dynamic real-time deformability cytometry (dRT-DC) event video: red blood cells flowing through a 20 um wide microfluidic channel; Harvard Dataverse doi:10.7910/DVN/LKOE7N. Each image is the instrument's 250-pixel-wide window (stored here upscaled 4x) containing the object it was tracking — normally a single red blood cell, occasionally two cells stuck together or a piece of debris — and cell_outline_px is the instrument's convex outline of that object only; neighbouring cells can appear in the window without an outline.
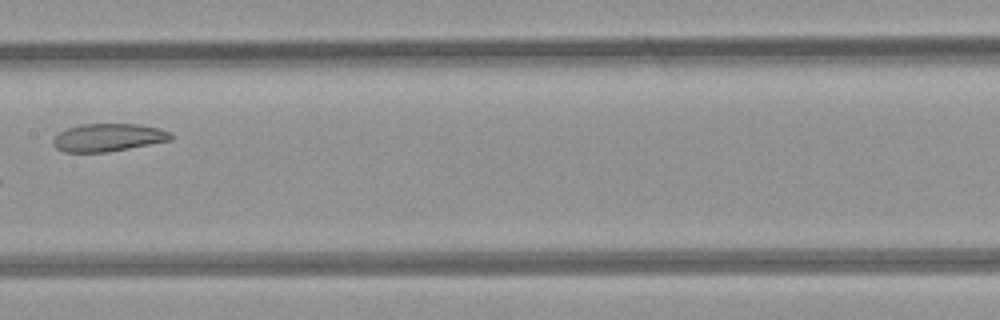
{"species": "common noctule bat (a hibernating species)", "species_latin": "Nyctalus noctula", "temperature_condition": "room temperature", "stored_images_in_passage": 9, "camera_frame_rate_fps": 3000, "um_per_image_px": 0.085, "animal": {"sex": "female", "body_mass_g": 21.9}, "frame": {"image": 1, "passage_image": 7, "time_ms": 8.0, "image_size_px": [1000, 320], "cell_outline_px": [[172, 140], [108, 152], [64, 152], [56, 148], [52, 144], [52, 140], [60, 132], [68, 128], [80, 124], [140, 124], [160, 128], [172, 132]], "centroid_in_image_um": [9.22, 11.68], "position_along_channel_um": 198.2, "area_um2": 19.19}}
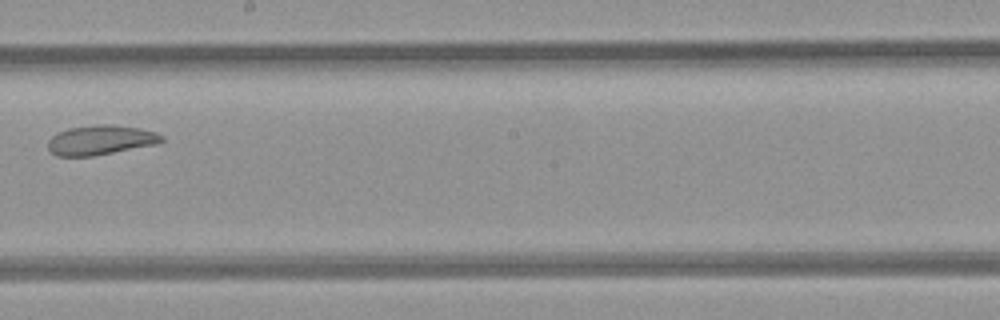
{"frame": {"image": 2, "passage_image": 8, "time_ms": 9.0, "image_size_px": [1000, 320], "cell_outline_px": [[164, 140], [156, 144], [92, 156], [56, 156], [48, 148], [48, 140], [52, 136], [68, 128], [100, 124], [112, 124], [140, 128], [156, 132], [164, 136]], "centroid_in_image_um": [8.56, 11.89], "position_along_channel_um": 239.6, "area_um2": 19.54}}
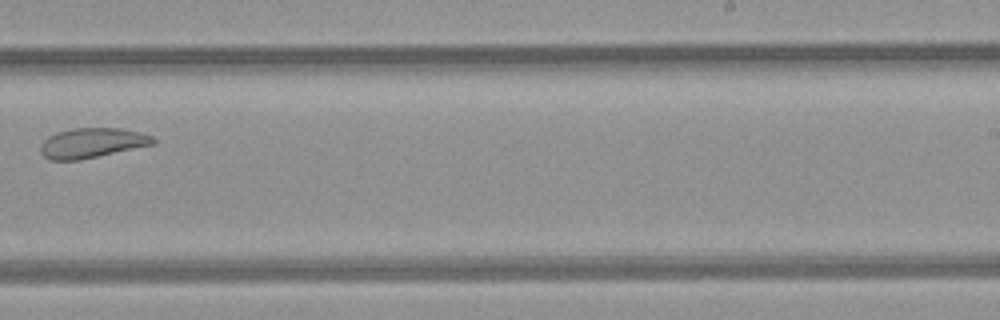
{"frame": {"image": 3, "passage_image": 9, "time_ms": 10.0, "image_size_px": [1000, 320], "cell_outline_px": [[156, 144], [80, 160], [48, 160], [40, 152], [40, 144], [48, 136], [56, 132], [72, 128], [120, 128], [140, 132], [152, 136], [156, 140]], "centroid_in_image_um": [7.82, 12.15], "position_along_channel_um": 281.2, "area_um2": 19.83}}